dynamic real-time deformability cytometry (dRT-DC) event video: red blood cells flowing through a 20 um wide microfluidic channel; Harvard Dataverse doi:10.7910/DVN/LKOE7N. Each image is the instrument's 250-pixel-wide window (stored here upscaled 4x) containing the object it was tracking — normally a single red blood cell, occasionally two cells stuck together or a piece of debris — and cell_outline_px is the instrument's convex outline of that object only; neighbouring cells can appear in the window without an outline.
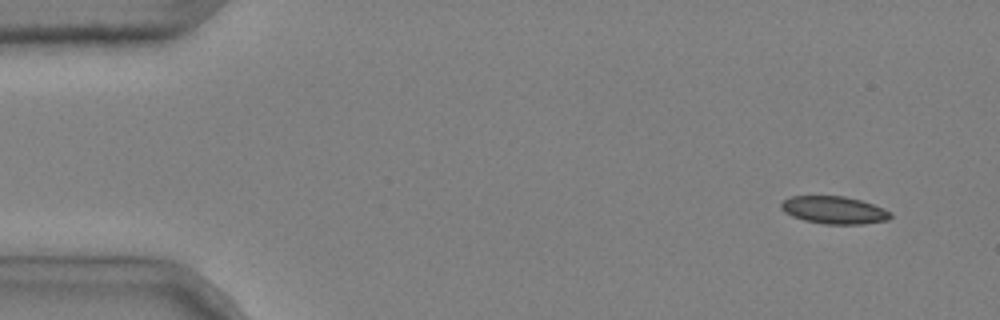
{"species": "common noctule bat (a hibernating species)", "species_latin": "Nyctalus noctula", "temperature_condition": "cold", "stored_images_in_passage": 4, "camera_frame_rate_fps": 3000, "um_per_image_px": 0.085, "animal": {"sex": "male", "body_mass_g": 20.4}, "frame": {"image": 1, "passage_image": 1, "time_ms": 0.0, "image_size_px": [1000, 320], "cell_outline_px": [[892, 216], [888, 220], [864, 224], [824, 224], [804, 220], [792, 216], [784, 212], [780, 208], [780, 204], [784, 200], [792, 196], [844, 196], [860, 200], [884, 208], [892, 212]], "centroid_in_image_um": [70.91, 17.86], "position_along_channel_um": 14.1, "area_um2": 17.63}}
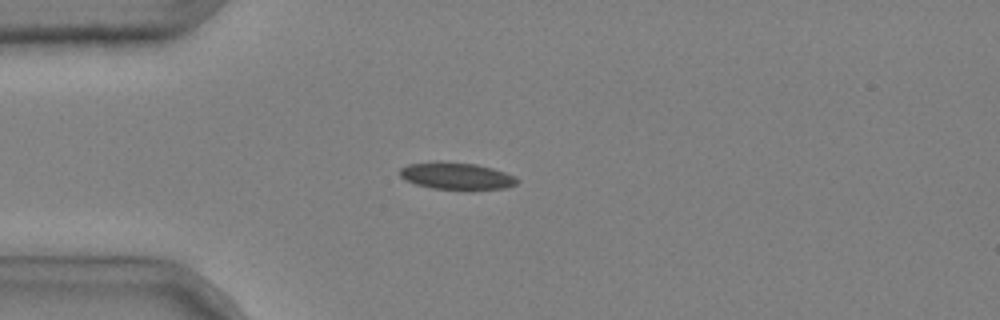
{"frame": {"image": 2, "passage_image": 4, "time_ms": 1.0, "image_size_px": [1000, 320], "cell_outline_px": [[520, 180], [516, 184], [504, 188], [432, 188], [416, 184], [404, 180], [400, 176], [400, 168], [408, 164], [476, 164], [492, 168], [504, 172]], "centroid_in_image_um": [38.8, 14.98], "position_along_channel_um": 46.2, "area_um2": 17.17}}